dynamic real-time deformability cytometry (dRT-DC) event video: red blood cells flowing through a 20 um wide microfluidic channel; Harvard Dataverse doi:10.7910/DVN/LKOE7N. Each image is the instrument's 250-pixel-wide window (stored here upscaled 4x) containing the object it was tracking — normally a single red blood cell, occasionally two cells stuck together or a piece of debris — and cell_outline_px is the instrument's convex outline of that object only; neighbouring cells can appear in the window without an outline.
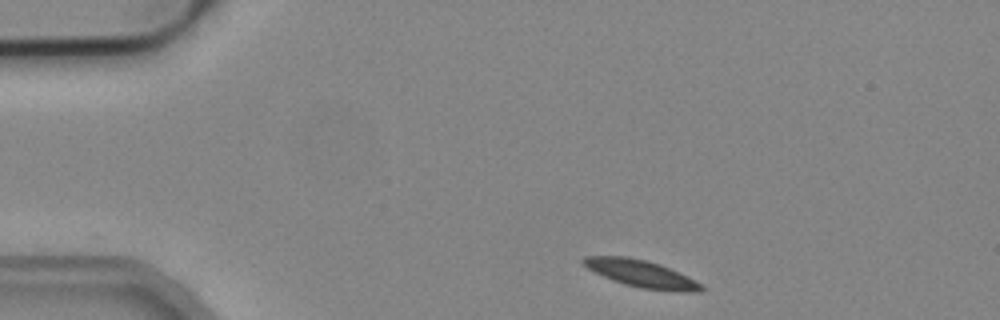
{"species": "common noctule bat (a hibernating species)", "species_latin": "Nyctalus noctula", "temperature_condition": "cold", "stored_images_in_passage": 6, "camera_frame_rate_fps": 3000, "um_per_image_px": 0.085, "animal": {"sex": "male", "body_mass_g": 19.2, "forearm_length_mm": 51.8}, "frame": {"image": 1, "passage_image": 1, "time_ms": 0.0, "image_size_px": [1000, 320], "cell_outline_px": [[708, 288], [700, 292], [680, 292], [640, 288], [624, 284], [604, 276], [588, 268], [580, 260], [584, 256], [628, 256], [660, 264], [688, 276], [696, 280]], "centroid_in_image_um": [54.58, 23.27], "position_along_channel_um": 30.4, "area_um2": 18.73}}
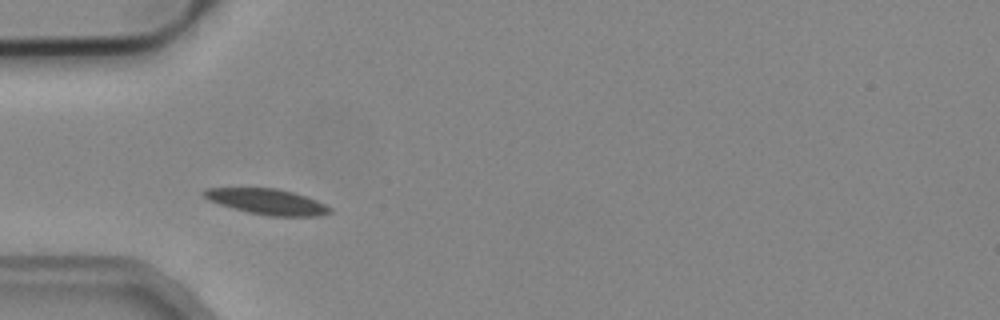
{"frame": {"image": 2, "passage_image": 3, "time_ms": 0.667, "image_size_px": [1000, 320], "cell_outline_px": [[332, 212], [320, 216], [268, 216], [248, 212], [220, 204], [208, 200], [200, 192], [204, 188], [276, 188], [292, 192], [316, 200], [332, 208]], "centroid_in_image_um": [22.69, 17.14], "position_along_channel_um": 62.3, "area_um2": 18.73}}
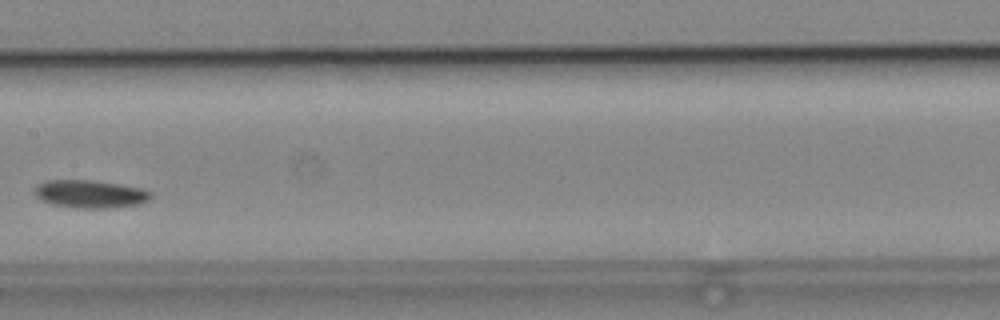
{"frame": {"image": 3, "passage_image": 6, "time_ms": 1.667, "image_size_px": [1000, 320], "cell_outline_px": [[152, 196], [148, 200], [140, 204], [108, 208], [76, 208], [52, 204], [40, 200], [36, 196], [36, 184], [48, 180], [92, 180], [140, 188], [152, 192]], "centroid_in_image_um": [7.65, 16.49], "position_along_channel_um": 199.7, "area_um2": 18.79}}